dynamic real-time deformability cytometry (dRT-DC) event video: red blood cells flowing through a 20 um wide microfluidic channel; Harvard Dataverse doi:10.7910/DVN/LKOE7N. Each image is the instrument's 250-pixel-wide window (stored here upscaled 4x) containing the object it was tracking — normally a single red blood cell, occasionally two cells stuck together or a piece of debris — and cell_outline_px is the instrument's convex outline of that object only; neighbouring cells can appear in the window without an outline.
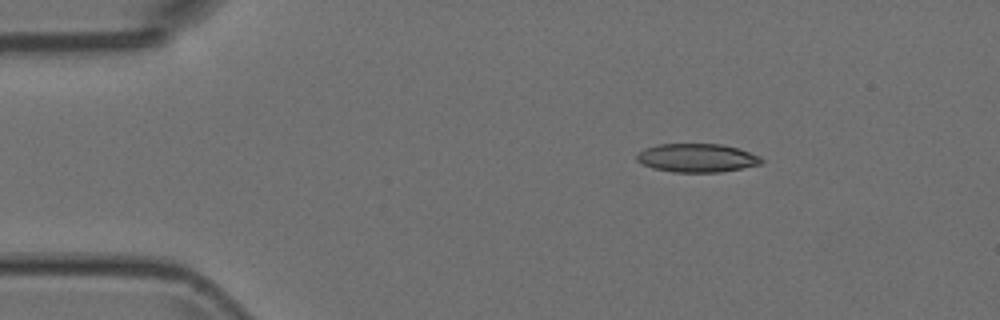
{"species": "Egyptian fruit bat (a non-hibernating species)", "species_latin": "Rousettus aegyptiacus", "temperature_condition": "room temperature", "stored_images_in_passage": 46, "camera_frame_rate_fps": 3000, "um_per_image_px": 0.085, "animal": {"sex": "female"}, "frame": {"image": 1, "passage_image": 1, "time_ms": 0.0, "image_size_px": [1000, 320], "cell_outline_px": [[764, 160], [760, 164], [720, 172], [672, 172], [652, 168], [636, 160], [636, 156], [644, 148], [656, 144], [720, 144], [736, 148], [760, 156]], "centroid_in_image_um": [59.2, 13.42], "position_along_channel_um": 25.8, "area_um2": 20.58}}
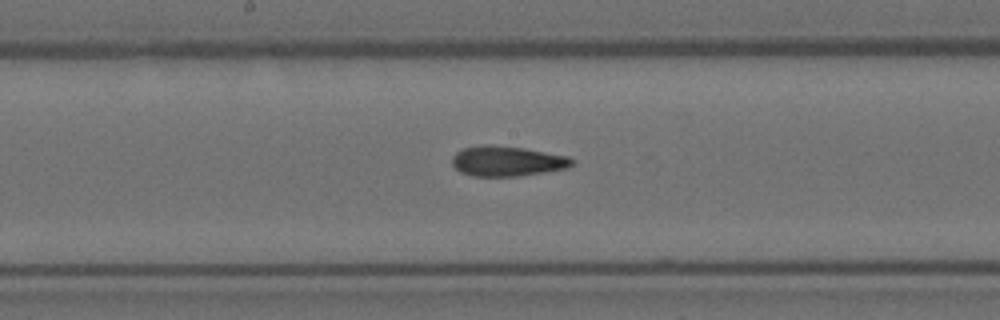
{"frame": {"image": 2, "passage_image": 20, "time_ms": 6.333, "image_size_px": [1000, 320], "cell_outline_px": [[572, 164], [568, 168], [520, 176], [472, 176], [460, 172], [452, 164], [452, 156], [456, 152], [464, 148], [484, 144], [492, 144], [524, 148], [568, 156], [572, 160]], "centroid_in_image_um": [43.07, 13.69], "position_along_channel_um": 205.1, "area_um2": 21.1}}
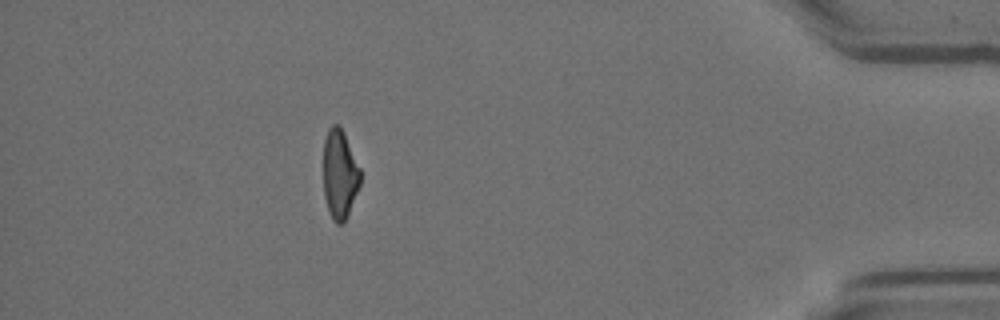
{"frame": {"image": 3, "passage_image": 40, "time_ms": 13.0, "image_size_px": [1000, 320], "cell_outline_px": [[360, 184], [348, 216], [340, 224], [336, 224], [332, 220], [324, 196], [324, 140], [328, 128], [332, 124], [340, 124], [344, 132], [360, 168]], "centroid_in_image_um": [28.87, 14.79], "position_along_channel_um": 406.3, "area_um2": 19.25}}